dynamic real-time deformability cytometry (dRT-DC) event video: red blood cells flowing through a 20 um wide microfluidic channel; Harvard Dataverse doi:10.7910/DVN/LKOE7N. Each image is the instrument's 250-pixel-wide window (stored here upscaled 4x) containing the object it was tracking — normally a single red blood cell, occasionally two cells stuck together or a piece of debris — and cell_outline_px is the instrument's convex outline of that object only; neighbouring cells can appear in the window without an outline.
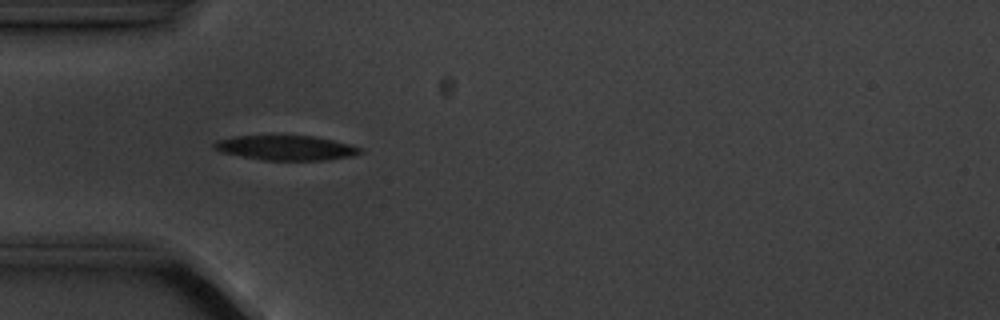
{"species": "common noctule bat (a hibernating species)", "species_latin": "Nyctalus noctula", "temperature_condition": "cold", "stored_images_in_passage": 13, "camera_frame_rate_fps": 3000, "um_per_image_px": 0.085, "animal": {"sex": "male", "body_mass_g": 20.1, "forearm_length_mm": 53.5}, "frame": {"image": 1, "passage_image": 3, "time_ms": 3.0, "image_size_px": [1000, 320], "cell_outline_px": [[364, 152], [352, 156], [324, 160], [264, 160], [220, 152], [212, 148], [212, 144], [216, 140], [236, 136], [312, 136], [352, 144], [364, 148]], "centroid_in_image_um": [24.33, 12.57], "position_along_channel_um": 60.7, "area_um2": 21.1}}
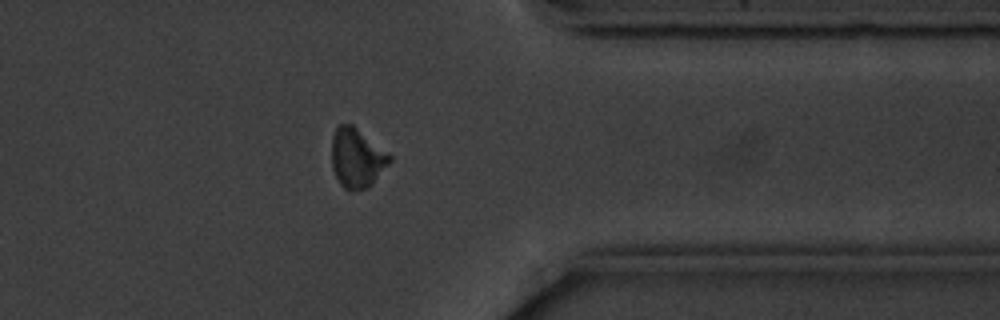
{"frame": {"image": 2, "passage_image": 11, "time_ms": 12.333, "image_size_px": [1000, 320], "cell_outline_px": [[392, 160], [364, 188], [348, 192], [340, 184], [332, 168], [332, 136], [336, 128], [340, 124], [352, 124], [392, 156]], "centroid_in_image_um": [30.29, 13.4], "position_along_channel_um": 381.1, "area_um2": 19.54}}
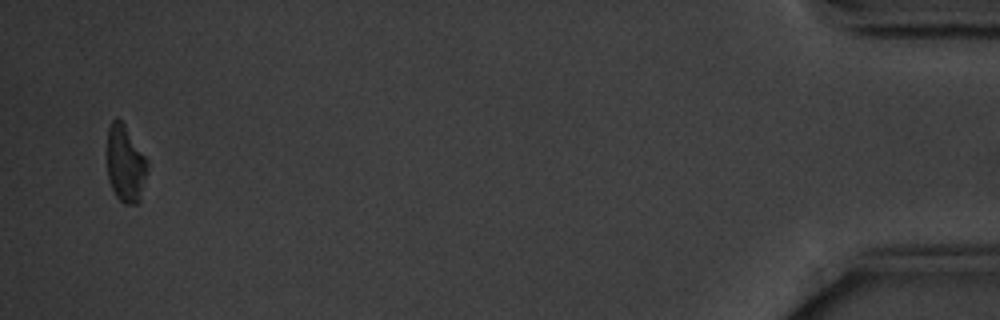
{"frame": {"image": 3, "passage_image": 13, "time_ms": 15.667, "image_size_px": [1000, 320], "cell_outline_px": [[148, 164], [140, 200], [136, 204], [124, 204], [116, 196], [108, 180], [108, 128], [112, 120], [116, 116], [124, 124], [148, 160]], "centroid_in_image_um": [10.66, 13.92], "position_along_channel_um": 424.5, "area_um2": 17.92}, "authors_computed_cell_mechanics": {"area_um2": 20.519, "velocity_mm_per_s": 3.553, "shape_relaxation_time_tau1_ms": 1.5293, "shape_relaxation_time_tau2_ms": 8.1207, "deformation_change_tau1": 0.104, "deformation_change_tau2": 0.1355}}